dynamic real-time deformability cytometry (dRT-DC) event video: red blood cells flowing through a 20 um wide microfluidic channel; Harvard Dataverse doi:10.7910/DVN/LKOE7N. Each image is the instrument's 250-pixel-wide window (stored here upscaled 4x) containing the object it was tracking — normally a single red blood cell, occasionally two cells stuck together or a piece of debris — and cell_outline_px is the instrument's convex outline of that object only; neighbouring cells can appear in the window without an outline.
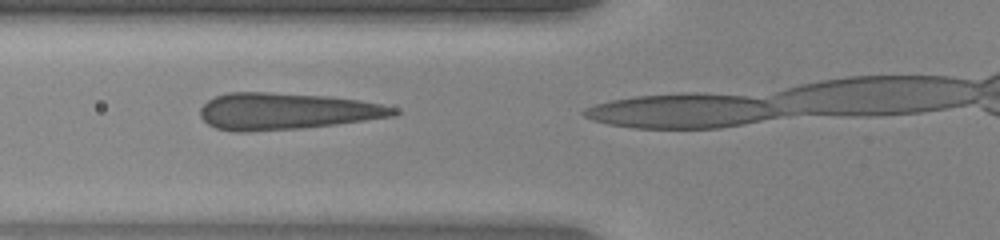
{"species": "human", "species_latin": "Homo sapiens", "temperature_condition": "warm", "stored_images_in_passage": 3, "segment_of_instrument_passage": [2, 2], "camera_frame_rate_fps": 3000, "um_per_image_px": 0.085, "donor": {"sex": "female"}, "frame": {"image": 1, "passage_image": 3, "time_ms": 0.667, "image_size_px": [1000, 240], "cell_outline_px": [[792, 112], [756, 120], [736, 124], [712, 128], [640, 128], [616, 124], [600, 120], [588, 116], [584, 112], [600, 104], [616, 100], [644, 96], [740, 96], [764, 100], [792, 108]], "centroid_in_image_um": [58.26, 9.47], "position_along_channel_um": 67.5, "area_um2": 36.99}}